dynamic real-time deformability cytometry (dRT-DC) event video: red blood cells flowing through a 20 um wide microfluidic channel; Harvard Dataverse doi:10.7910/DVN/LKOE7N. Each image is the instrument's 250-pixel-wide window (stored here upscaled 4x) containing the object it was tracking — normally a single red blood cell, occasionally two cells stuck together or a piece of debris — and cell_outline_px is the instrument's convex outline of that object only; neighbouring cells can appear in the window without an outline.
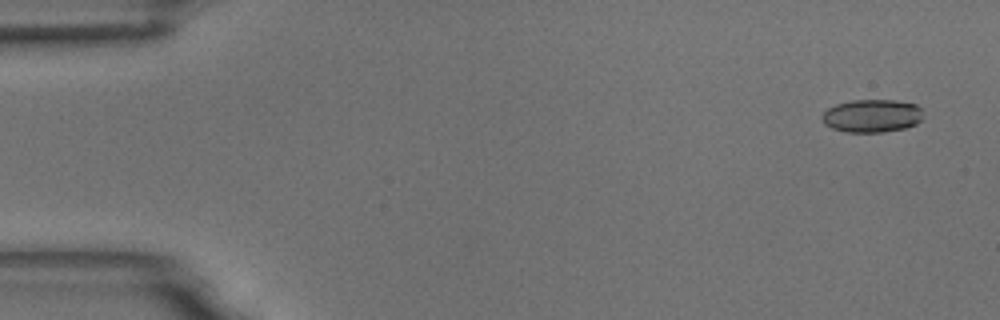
{"species": "common noctule bat (a hibernating species)", "species_latin": "Nyctalus noctula", "temperature_condition": "room temperature", "stored_images_in_passage": 54, "camera_frame_rate_fps": 3000, "um_per_image_px": 0.085, "animal": {"sex": "male", "body_mass_g": 18.8}, "frame": {"image": 1, "passage_image": 1, "time_ms": 0.0, "image_size_px": [1000, 320], "cell_outline_px": [[920, 120], [916, 124], [904, 128], [884, 132], [844, 132], [832, 128], [824, 124], [820, 116], [828, 108], [836, 104], [852, 100], [892, 100], [916, 104], [920, 108]], "centroid_in_image_um": [74.06, 9.85], "position_along_channel_um": 10.9, "area_um2": 19.36}}
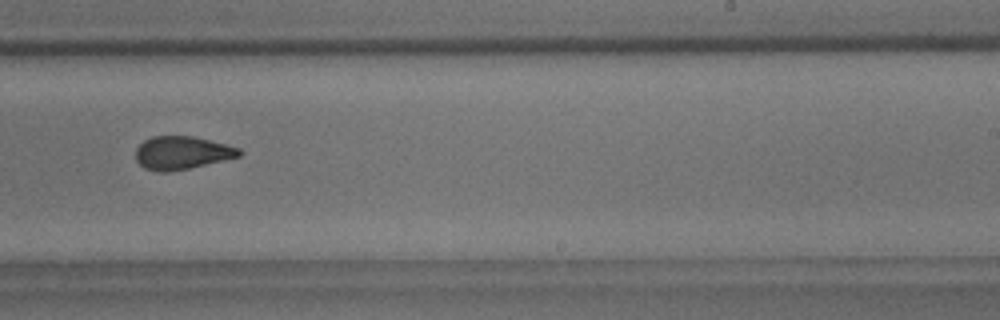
{"frame": {"image": 2, "passage_image": 33, "time_ms": 10.667, "image_size_px": [1000, 320], "cell_outline_px": [[244, 152], [240, 156], [224, 160], [188, 168], [168, 172], [156, 172], [144, 168], [136, 160], [136, 148], [144, 140], [152, 136], [192, 136], [240, 148]], "centroid_in_image_um": [15.44, 12.99], "position_along_channel_um": 273.6, "area_um2": 19.88}}
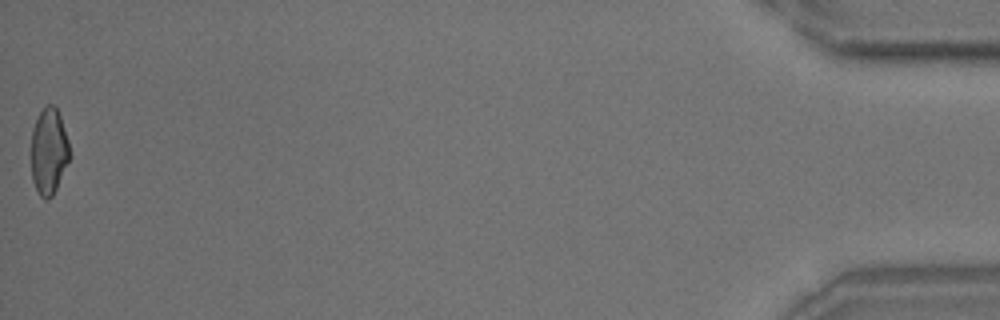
{"frame": {"image": 3, "passage_image": 54, "time_ms": 17.667, "image_size_px": [1000, 320], "cell_outline_px": [[72, 156], [52, 196], [48, 200], [44, 200], [40, 196], [32, 180], [32, 128], [40, 112], [48, 104], [52, 104], [56, 108], [60, 116], [68, 140]], "centroid_in_image_um": [4.17, 12.88], "position_along_channel_um": 431.0, "area_um2": 19.36}, "authors_computed_cell_mechanics": {"area_um2": 20.2878, "velocity_mm_per_s": 3.6433, "shape_relaxation_time_tau1_ms": 5.145, "shape_relaxation_time_tau2_ms": 1.706, "deformation_change_tau1": 0.1275, "deformation_change_tau2": 0.0813}}